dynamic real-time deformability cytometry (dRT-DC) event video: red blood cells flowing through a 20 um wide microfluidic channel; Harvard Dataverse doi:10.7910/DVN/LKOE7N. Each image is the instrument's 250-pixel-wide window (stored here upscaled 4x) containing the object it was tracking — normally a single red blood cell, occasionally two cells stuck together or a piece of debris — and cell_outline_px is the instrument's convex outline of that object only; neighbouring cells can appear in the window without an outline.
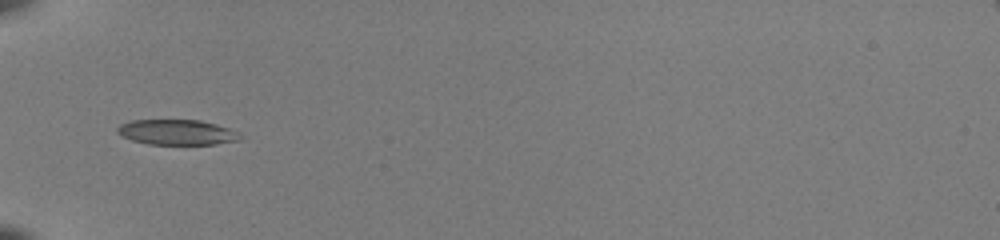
{"species": "common noctule bat (a hibernating species)", "species_latin": "Nyctalus noctula", "temperature_condition": "room temperature", "stored_images_in_passage": 33, "camera_frame_rate_fps": 3000, "um_per_image_px": 0.085, "animal": {"sex": "female", "body_mass_g": 22.0, "forearm_length_mm": 56.7}, "frame": {"image": 1, "passage_image": 1, "time_ms": 0.0, "image_size_px": [1000, 240], "cell_outline_px": [[240, 140], [216, 144], [148, 144], [132, 140], [116, 132], [116, 128], [120, 124], [132, 120], [200, 120], [216, 124], [228, 128], [236, 132], [240, 136]], "centroid_in_image_um": [15.01, 11.24], "position_along_channel_um": 70.0, "area_um2": 17.92}}
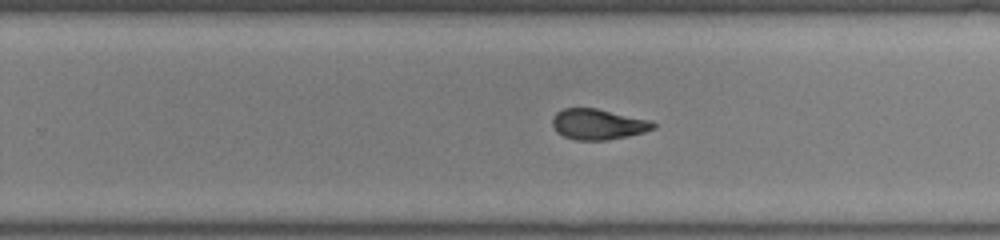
{"frame": {"image": 2, "passage_image": 17, "time_ms": 5.333, "image_size_px": [1000, 240], "cell_outline_px": [[656, 128], [644, 132], [628, 136], [608, 140], [576, 140], [564, 136], [556, 132], [552, 124], [552, 116], [556, 112], [564, 108], [596, 108], [648, 120], [656, 124]], "centroid_in_image_um": [50.8, 10.56], "position_along_channel_um": 279.0, "area_um2": 17.98}}
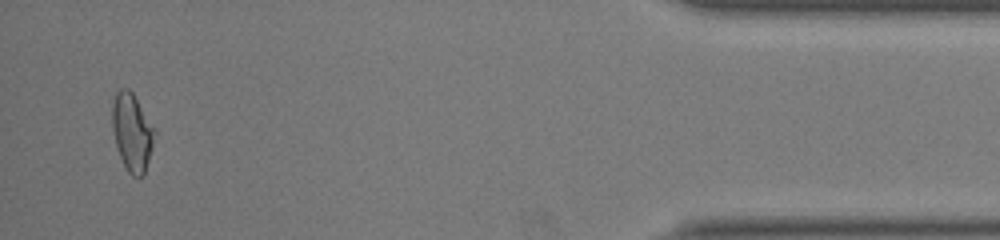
{"frame": {"image": 3, "passage_image": 32, "time_ms": 10.333, "image_size_px": [1000, 240], "cell_outline_px": [[156, 132], [144, 176], [132, 176], [128, 172], [120, 156], [116, 144], [112, 128], [112, 108], [116, 92], [120, 88], [128, 88], [132, 92], [156, 128]], "centroid_in_image_um": [11.24, 11.22], "position_along_channel_um": 424.0, "area_um2": 19.13}, "authors_computed_cell_mechanics": {"area_um2": 18.4382, "velocity_mm_per_s": 4.0083, "shape_relaxation_time_tau1_ms": null, "shape_relaxation_time_tau2_ms": 1.5877, "deformation_change_tau1": null, "deformation_change_tau2": 0.08}}